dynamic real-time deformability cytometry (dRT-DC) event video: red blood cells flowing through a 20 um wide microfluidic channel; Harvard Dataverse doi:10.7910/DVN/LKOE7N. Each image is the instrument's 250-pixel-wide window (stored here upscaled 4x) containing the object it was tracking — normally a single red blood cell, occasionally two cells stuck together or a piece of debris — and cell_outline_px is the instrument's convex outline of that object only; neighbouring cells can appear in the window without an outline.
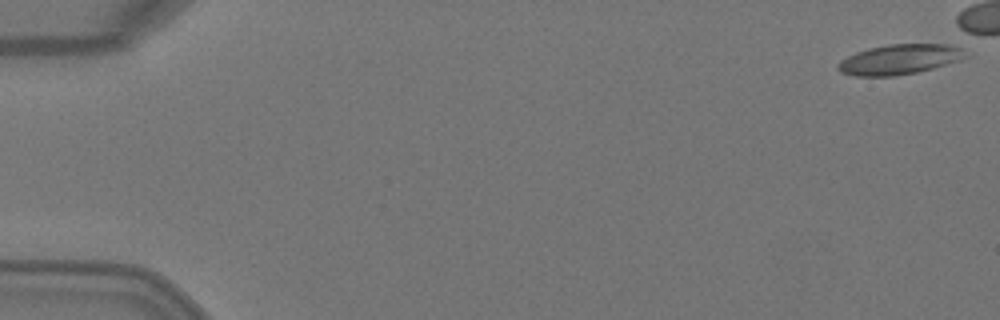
{"species": "Egyptian fruit bat (a non-hibernating species)", "species_latin": "Rousettus aegyptiacus", "temperature_condition": "warm", "stored_images_in_passage": 6, "camera_frame_rate_fps": 3000, "um_per_image_px": 0.085, "animal": {"sex": "female"}, "frame": {"image": 1, "passage_image": 1, "time_ms": 0.0, "image_size_px": [1000, 320], "cell_outline_px": [[960, 60], [932, 68], [916, 72], [896, 76], [856, 76], [840, 72], [836, 68], [836, 64], [840, 60], [856, 52], [868, 48], [888, 44], [948, 44], [960, 48]], "centroid_in_image_um": [76.32, 5.05], "position_along_channel_um": 8.7, "area_um2": 21.96}}